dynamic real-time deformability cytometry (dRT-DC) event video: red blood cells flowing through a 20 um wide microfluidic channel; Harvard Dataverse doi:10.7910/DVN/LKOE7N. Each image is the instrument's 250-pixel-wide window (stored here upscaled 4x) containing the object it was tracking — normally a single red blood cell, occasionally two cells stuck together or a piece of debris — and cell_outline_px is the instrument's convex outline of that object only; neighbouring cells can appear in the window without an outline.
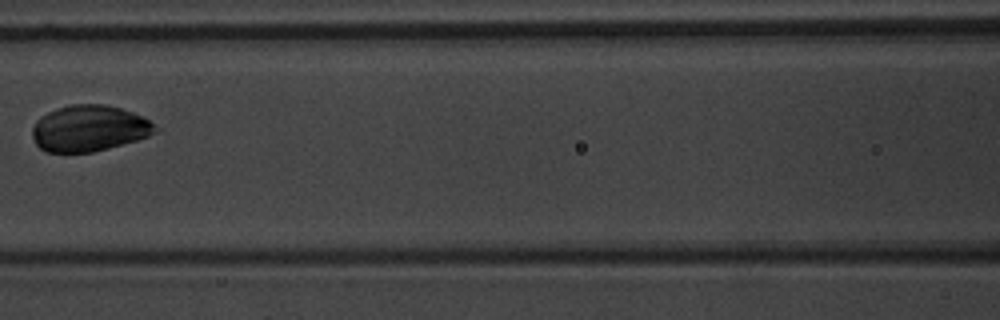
{"species": "common noctule bat (a hibernating species)", "species_latin": "Nyctalus noctula", "temperature_condition": "warm", "stored_images_in_passage": 7, "camera_frame_rate_fps": 3000, "um_per_image_px": 0.085, "animal": {"sex": "male", "body_mass_g": 20.1, "forearm_length_mm": 53.5}, "frame": {"image": 1, "passage_image": 6, "time_ms": 6.667, "image_size_px": [1000, 320], "cell_outline_px": [[160, 128], [156, 132], [148, 136], [136, 140], [108, 148], [92, 152], [48, 152], [40, 148], [36, 144], [32, 136], [32, 128], [36, 120], [40, 116], [56, 108], [72, 104], [104, 104], [120, 108], [132, 112], [148, 120]], "centroid_in_image_um": [7.56, 10.9], "position_along_channel_um": 159.0, "area_um2": 33.0}}